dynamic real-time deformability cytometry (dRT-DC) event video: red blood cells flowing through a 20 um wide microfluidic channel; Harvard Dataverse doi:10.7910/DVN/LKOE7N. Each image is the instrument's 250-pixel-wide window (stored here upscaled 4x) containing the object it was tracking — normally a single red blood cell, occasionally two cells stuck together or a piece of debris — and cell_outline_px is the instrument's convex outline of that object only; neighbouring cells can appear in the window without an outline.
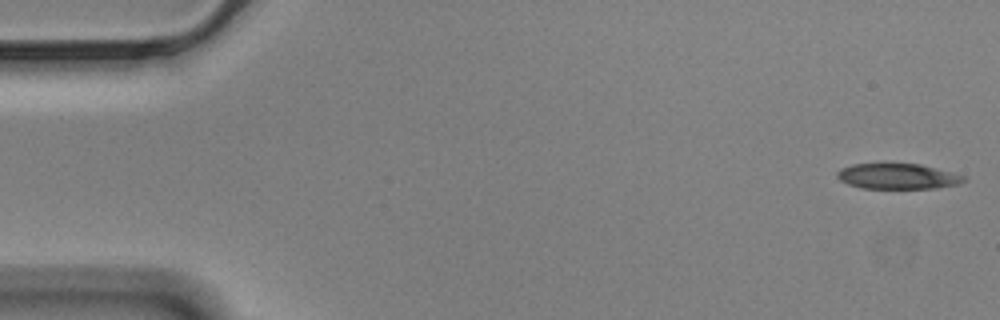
{"species": "Egyptian fruit bat (a non-hibernating species)", "species_latin": "Rousettus aegyptiacus", "temperature_condition": "cold", "stored_images_in_passage": 56, "camera_frame_rate_fps": 3000, "um_per_image_px": 0.085, "animal": {"sex": "male"}, "frame": {"image": 1, "passage_image": 1, "time_ms": 0.0, "image_size_px": [1000, 320], "cell_outline_px": [[968, 180], [960, 184], [936, 188], [860, 188], [848, 184], [840, 180], [836, 176], [836, 172], [840, 168], [852, 164], [920, 164], [964, 176]], "centroid_in_image_um": [76.28, 14.99], "position_along_channel_um": 8.7, "area_um2": 18.73}}
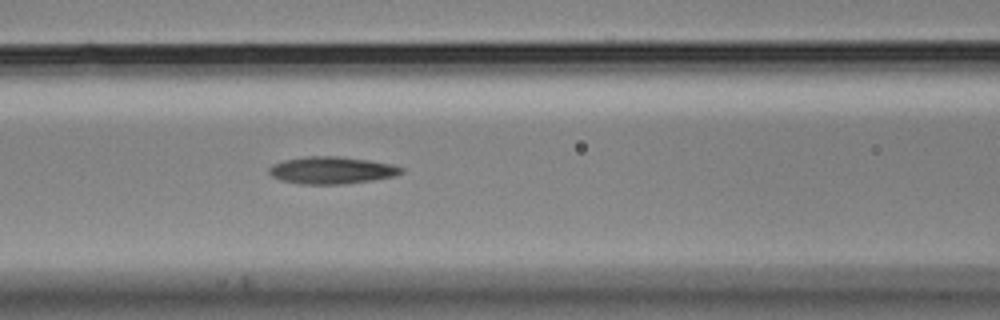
{"frame": {"image": 2, "passage_image": 23, "time_ms": 7.333, "image_size_px": [1000, 320], "cell_outline_px": [[404, 172], [396, 176], [372, 180], [340, 184], [300, 184], [280, 180], [272, 176], [268, 172], [268, 168], [272, 164], [284, 160], [308, 156], [336, 156], [368, 160], [392, 164], [404, 168]], "centroid_in_image_um": [28.19, 14.47], "position_along_channel_um": 138.4, "area_um2": 20.98}}
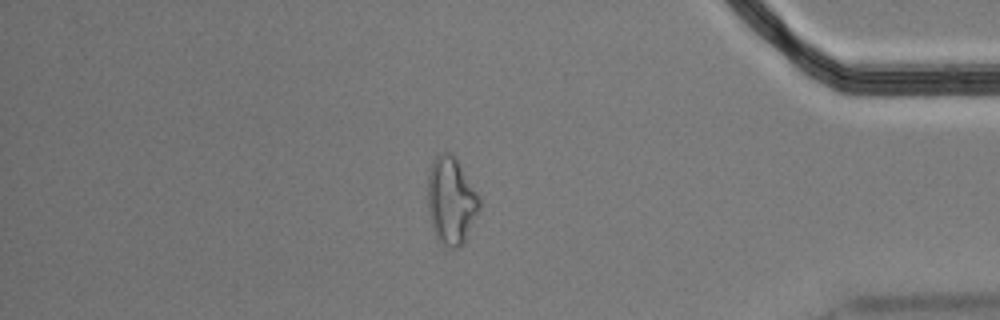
{"frame": {"image": 3, "passage_image": 48, "time_ms": 15.667, "image_size_px": [1000, 320], "cell_outline_px": [[480, 208], [464, 240], [456, 248], [444, 248], [436, 240], [432, 228], [428, 212], [428, 172], [436, 156], [440, 152], [452, 152], [456, 156], [480, 196]], "centroid_in_image_um": [38.33, 17.04], "position_along_channel_um": 396.9, "area_um2": 26.65}, "authors_computed_cell_mechanics": {"area_um2": 20.5768, "velocity_mm_per_s": 3.4897, "shape_relaxation_time_tau1_ms": 8.828, "shape_relaxation_time_tau2_ms": 6.4444, "deformation_change_tau1": 0.2107, "deformation_change_tau2": 0.1778}}